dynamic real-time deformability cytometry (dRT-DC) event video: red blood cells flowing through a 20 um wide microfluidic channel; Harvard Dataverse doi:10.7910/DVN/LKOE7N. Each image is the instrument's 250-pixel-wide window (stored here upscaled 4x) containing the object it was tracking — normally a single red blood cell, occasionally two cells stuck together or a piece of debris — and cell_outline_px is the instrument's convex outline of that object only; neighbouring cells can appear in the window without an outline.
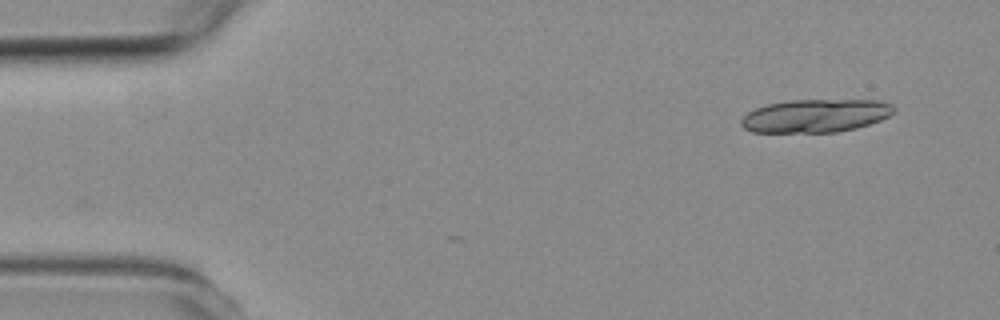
{"species": "common noctule bat (a hibernating species)", "species_latin": "Nyctalus noctula", "temperature_condition": "room temperature", "stored_images_in_passage": 5, "segment_of_instrument_passage": [1, 2], "camera_frame_rate_fps": 3000, "um_per_image_px": 0.085, "animal": {"sex": "female", "body_mass_g": 19.3, "forearm_length_mm": 54.1}, "frame": {"image": 1, "passage_image": 1, "time_ms": 0.0, "image_size_px": [1000, 320], "cell_outline_px": [[896, 112], [880, 120], [856, 128], [836, 132], [752, 132], [744, 128], [740, 124], [740, 120], [748, 112], [756, 108], [768, 104], [788, 100], [880, 100], [892, 104], [896, 108]], "centroid_in_image_um": [69.34, 9.83], "position_along_channel_um": 15.7, "area_um2": 29.59}}